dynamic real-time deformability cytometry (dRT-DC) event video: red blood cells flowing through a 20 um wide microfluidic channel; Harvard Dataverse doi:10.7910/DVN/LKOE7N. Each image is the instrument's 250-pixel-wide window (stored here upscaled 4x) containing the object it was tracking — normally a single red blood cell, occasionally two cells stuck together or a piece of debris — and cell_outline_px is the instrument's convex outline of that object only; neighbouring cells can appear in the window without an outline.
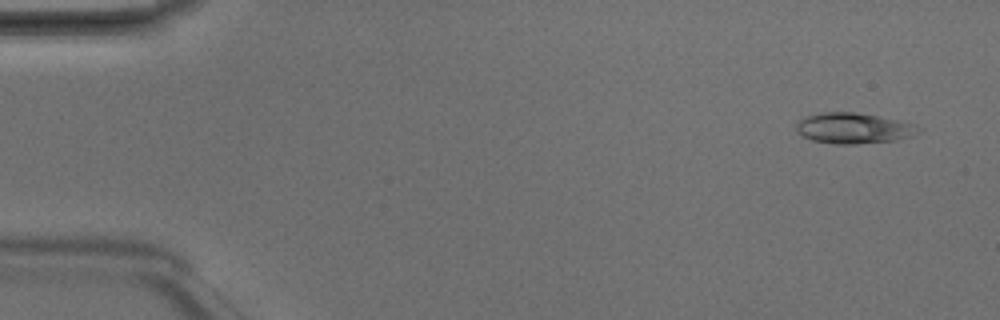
{"species": "Egyptian fruit bat (a non-hibernating species)", "species_latin": "Rousettus aegyptiacus", "temperature_condition": "room temperature", "stored_images_in_passage": 5, "camera_frame_rate_fps": 3000, "um_per_image_px": 0.085, "animal": {"sex": "male"}, "frame": {"image": 1, "passage_image": 1, "time_ms": 0.0, "image_size_px": [1000, 320], "cell_outline_px": [[924, 128], [920, 132], [912, 136], [896, 140], [856, 144], [836, 144], [812, 140], [796, 132], [796, 124], [804, 116], [820, 112], [856, 112], [900, 120], [916, 124]], "centroid_in_image_um": [72.59, 10.89], "position_along_channel_um": 12.4, "area_um2": 22.14}}
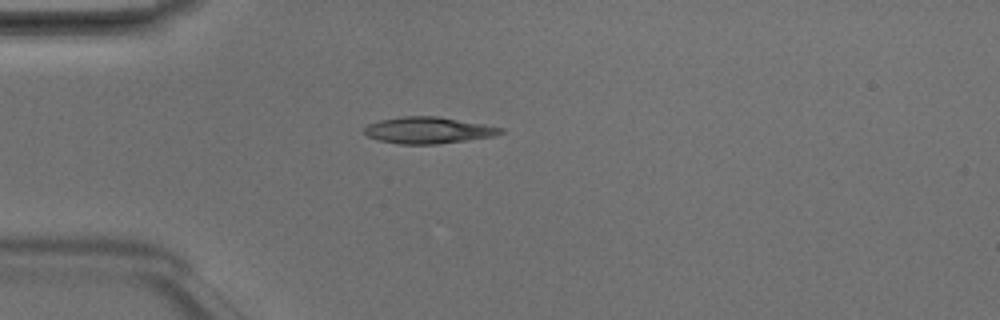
{"frame": {"image": 2, "passage_image": 4, "time_ms": 1.0, "image_size_px": [1000, 320], "cell_outline_px": [[504, 132], [492, 136], [436, 144], [400, 144], [380, 140], [368, 136], [364, 132], [364, 128], [368, 124], [380, 120], [404, 116], [436, 116], [484, 124], [504, 128]], "centroid_in_image_um": [36.39, 11.06], "position_along_channel_um": 48.6, "area_um2": 20.75}}